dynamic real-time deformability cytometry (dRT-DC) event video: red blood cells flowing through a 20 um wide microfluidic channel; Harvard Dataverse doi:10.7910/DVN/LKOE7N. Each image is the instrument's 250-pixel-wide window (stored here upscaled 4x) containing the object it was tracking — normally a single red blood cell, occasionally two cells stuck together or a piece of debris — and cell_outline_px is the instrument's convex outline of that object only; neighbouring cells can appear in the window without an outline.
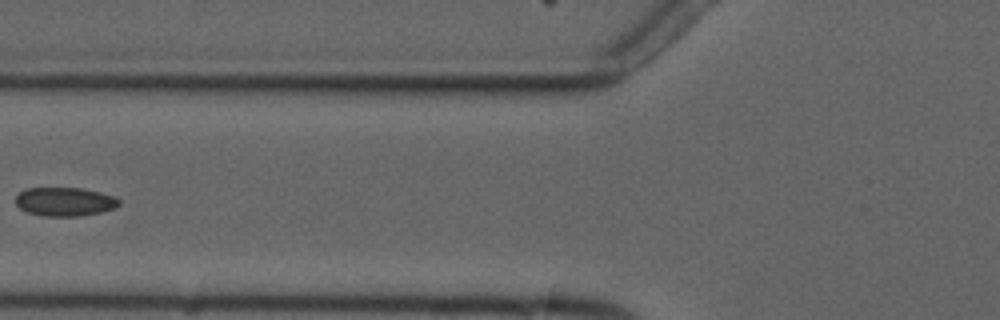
{"species": "common noctule bat (a hibernating species)", "species_latin": "Nyctalus noctula", "temperature_condition": "cold", "stored_images_in_passage": 6, "camera_frame_rate_fps": 3000, "um_per_image_px": 0.085, "animal": {"sex": "male", "forearm_length_mm": 52.5}, "frame": {"image": 1, "passage_image": 6, "time_ms": 6.667, "image_size_px": [1000, 320], "cell_outline_px": [[120, 204], [116, 208], [100, 212], [80, 216], [40, 216], [28, 212], [20, 208], [16, 204], [16, 196], [24, 188], [80, 188], [100, 192], [112, 196], [120, 200]], "centroid_in_image_um": [5.5, 17.14], "position_along_channel_um": 120.3, "area_um2": 17.34}}